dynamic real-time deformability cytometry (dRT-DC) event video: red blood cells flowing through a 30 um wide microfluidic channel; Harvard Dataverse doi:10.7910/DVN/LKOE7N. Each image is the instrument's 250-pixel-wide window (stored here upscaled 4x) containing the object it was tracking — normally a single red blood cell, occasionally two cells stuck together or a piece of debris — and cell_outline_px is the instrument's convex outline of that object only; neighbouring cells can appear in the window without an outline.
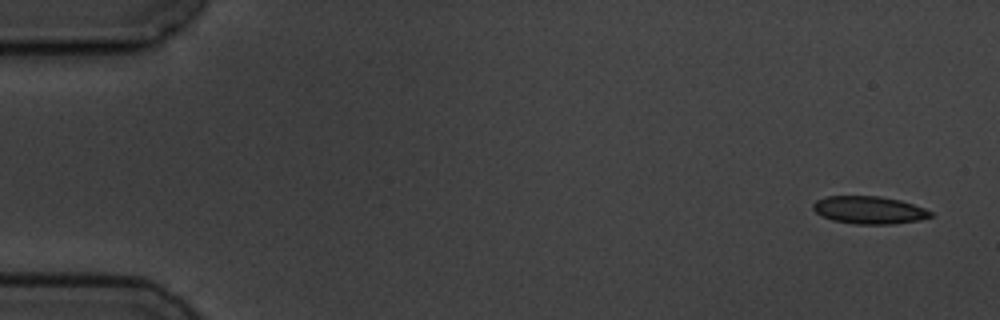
{"species": "common noctule bat (a hibernating species)", "species_latin": "Nyctalus noctula", "temperature_condition": "cold", "stored_images_in_passage": 7, "camera_frame_rate_fps": 3000, "um_per_image_px": 0.085, "animal": {"sex": "male", "body_mass_g": 19.5, "forearm_length_mm": 54.6}, "frame": {"image": 1, "passage_image": 1, "time_ms": 0.0, "image_size_px": [1000, 320], "cell_outline_px": [[932, 216], [920, 220], [892, 224], [856, 224], [832, 220], [820, 216], [812, 208], [812, 204], [816, 200], [828, 196], [880, 196], [900, 200], [924, 208], [932, 212]], "centroid_in_image_um": [73.85, 17.85], "position_along_channel_um": 11.2, "area_um2": 18.96}}
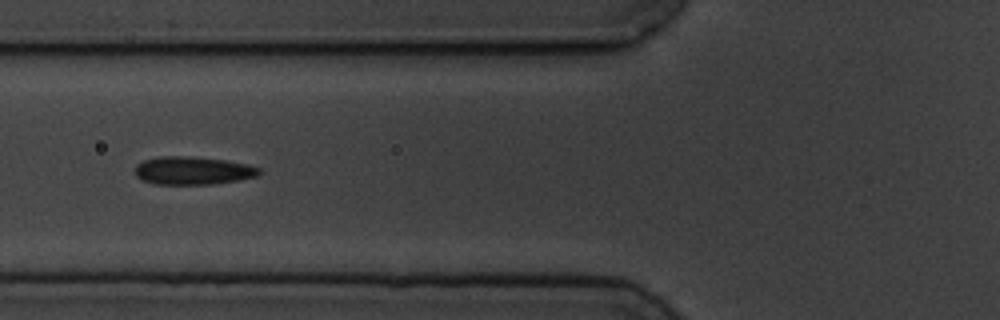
{"frame": {"image": 2, "passage_image": 5, "time_ms": 6.333, "image_size_px": [1000, 320], "cell_outline_px": [[264, 172], [256, 176], [240, 180], [212, 184], [152, 184], [140, 180], [136, 176], [136, 164], [144, 160], [160, 156], [184, 156], [224, 160], [248, 164], [260, 168]], "centroid_in_image_um": [16.39, 14.51], "position_along_channel_um": 109.4, "area_um2": 20.4}}
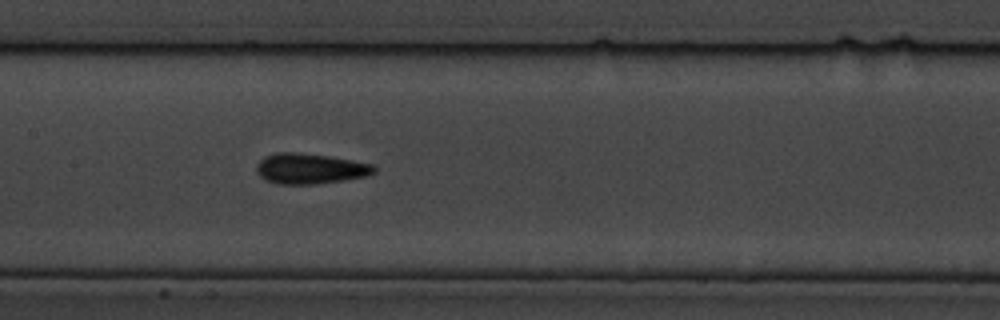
{"frame": {"image": 3, "passage_image": 7, "time_ms": 8.333, "image_size_px": [1000, 320], "cell_outline_px": [[376, 172], [368, 176], [344, 180], [316, 184], [276, 184], [260, 176], [256, 172], [256, 164], [264, 156], [276, 152], [296, 152], [328, 156], [376, 164]], "centroid_in_image_um": [26.38, 14.33], "position_along_channel_um": 181.0, "area_um2": 21.1}}